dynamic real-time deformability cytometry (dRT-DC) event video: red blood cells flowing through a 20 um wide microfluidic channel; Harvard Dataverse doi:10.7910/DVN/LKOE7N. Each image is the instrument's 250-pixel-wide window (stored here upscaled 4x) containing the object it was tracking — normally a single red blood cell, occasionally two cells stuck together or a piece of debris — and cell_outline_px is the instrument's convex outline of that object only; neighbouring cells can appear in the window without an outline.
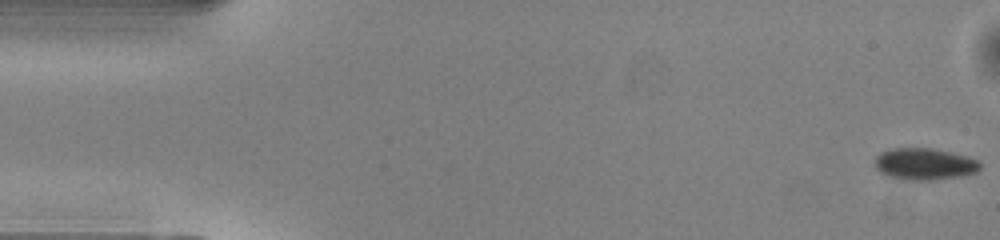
{"species": "common noctule bat (a hibernating species)", "species_latin": "Nyctalus noctula", "temperature_condition": "warm", "stored_images_in_passage": 50, "camera_frame_rate_fps": 3000, "um_per_image_px": 0.085, "animal": {"sex": "male", "body_mass_g": 13.0, "forearm_length_mm": 53.1}, "frame": {"image": 1, "passage_image": 1, "time_ms": 0.0, "image_size_px": [1000, 240], "cell_outline_px": [[980, 168], [976, 172], [964, 176], [928, 180], [904, 180], [888, 176], [880, 172], [876, 168], [876, 156], [880, 152], [892, 148], [932, 148], [952, 152], [968, 156], [980, 160]], "centroid_in_image_um": [78.61, 13.94], "position_along_channel_um": 6.4, "area_um2": 19.65}}
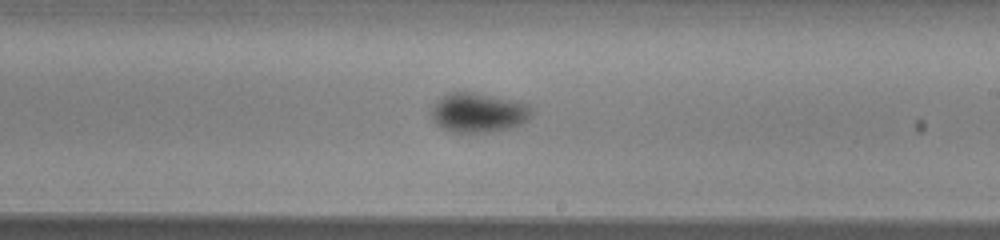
{"frame": {"image": 2, "passage_image": 29, "time_ms": 9.333, "image_size_px": [1000, 240], "cell_outline_px": [[532, 116], [528, 120], [520, 124], [508, 128], [492, 132], [452, 132], [440, 128], [432, 120], [432, 108], [436, 100], [440, 96], [448, 92], [476, 92], [520, 100], [528, 104], [532, 108]], "centroid_in_image_um": [40.67, 9.55], "position_along_channel_um": 248.3, "area_um2": 23.64}}
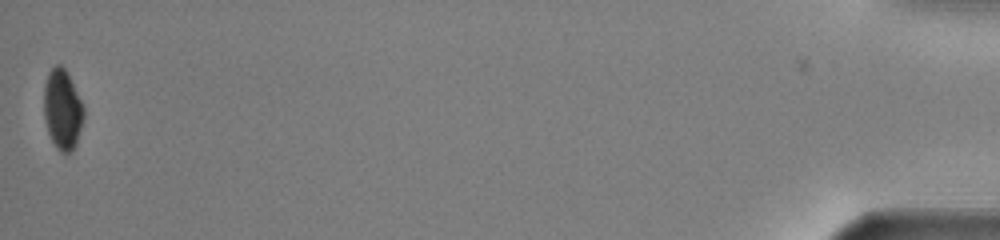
{"frame": {"image": 3, "passage_image": 50, "time_ms": 16.333, "image_size_px": [1000, 240], "cell_outline_px": [[84, 116], [76, 144], [68, 152], [60, 152], [56, 148], [48, 132], [44, 116], [44, 84], [48, 72], [56, 64], [60, 64], [68, 72], [84, 104]], "centroid_in_image_um": [5.31, 9.25], "position_along_channel_um": 429.9, "area_um2": 18.73}, "authors_computed_cell_mechanics": {"area_um2": 20.4323, "velocity_mm_per_s": 4.0937, "shape_relaxation_time_tau1_ms": 1.9748, "shape_relaxation_time_tau2_ms": null, "deformation_change_tau1": 0.0762, "deformation_change_tau2": null}}